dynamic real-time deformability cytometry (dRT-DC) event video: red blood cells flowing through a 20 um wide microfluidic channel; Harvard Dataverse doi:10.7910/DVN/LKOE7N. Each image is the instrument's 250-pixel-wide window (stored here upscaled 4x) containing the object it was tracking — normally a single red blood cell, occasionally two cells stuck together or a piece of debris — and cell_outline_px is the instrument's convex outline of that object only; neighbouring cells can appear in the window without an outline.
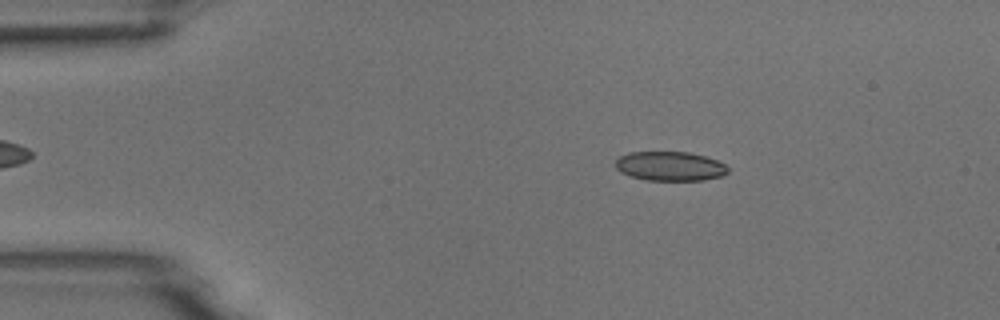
{"species": "common noctule bat (a hibernating species)", "species_latin": "Nyctalus noctula", "temperature_condition": "room temperature", "stored_images_in_passage": 46, "camera_frame_rate_fps": 3000, "um_per_image_px": 0.085, "animal": {"sex": "male", "body_mass_g": 18.8}, "frame": {"image": 1, "passage_image": 2, "time_ms": 0.333, "image_size_px": [1000, 320], "cell_outline_px": [[728, 172], [720, 176], [704, 180], [644, 180], [620, 172], [616, 168], [616, 160], [620, 156], [628, 152], [688, 152], [704, 156], [716, 160], [724, 164], [728, 168]], "centroid_in_image_um": [56.93, 14.12], "position_along_channel_um": 28.1, "area_um2": 19.07}}
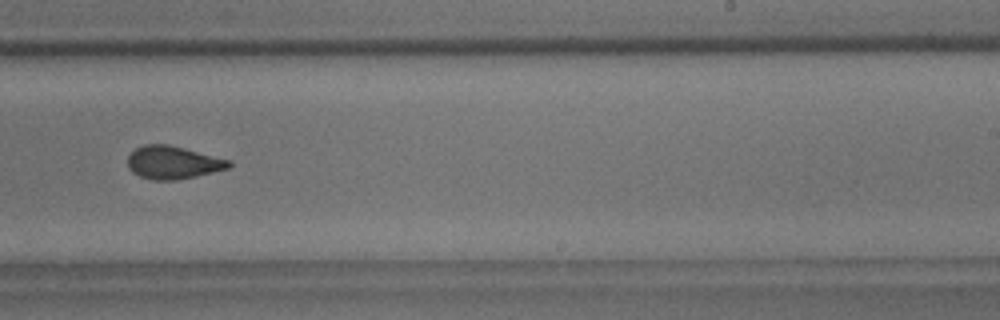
{"frame": {"image": 2, "passage_image": 26, "time_ms": 8.333, "image_size_px": [1000, 320], "cell_outline_px": [[232, 164], [228, 168], [196, 176], [176, 180], [152, 180], [140, 176], [132, 172], [128, 168], [128, 156], [136, 148], [144, 144], [168, 144], [184, 148], [228, 160]], "centroid_in_image_um": [14.65, 13.81], "position_along_channel_um": 274.3, "area_um2": 19.19}}
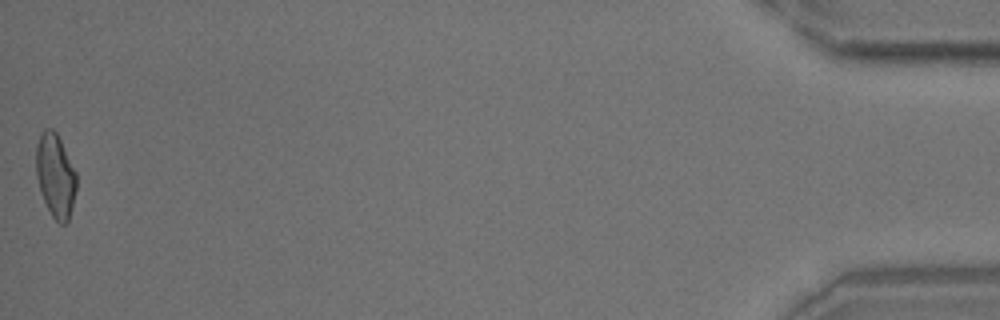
{"frame": {"image": 3, "passage_image": 46, "time_ms": 15.0, "image_size_px": [1000, 320], "cell_outline_px": [[76, 192], [72, 208], [68, 220], [64, 224], [60, 224], [52, 216], [40, 192], [36, 176], [36, 148], [40, 132], [44, 128], [52, 128], [56, 132], [76, 172]], "centroid_in_image_um": [4.7, 14.91], "position_along_channel_um": 430.5, "area_um2": 19.65}, "authors_computed_cell_mechanics": {"area_um2": 19.7098, "velocity_mm_per_s": 3.7806, "shape_relaxation_time_tau1_ms": 8.6408, "shape_relaxation_time_tau2_ms": 1.6942, "deformation_change_tau1": 0.1719, "deformation_change_tau2": 0.0732}}